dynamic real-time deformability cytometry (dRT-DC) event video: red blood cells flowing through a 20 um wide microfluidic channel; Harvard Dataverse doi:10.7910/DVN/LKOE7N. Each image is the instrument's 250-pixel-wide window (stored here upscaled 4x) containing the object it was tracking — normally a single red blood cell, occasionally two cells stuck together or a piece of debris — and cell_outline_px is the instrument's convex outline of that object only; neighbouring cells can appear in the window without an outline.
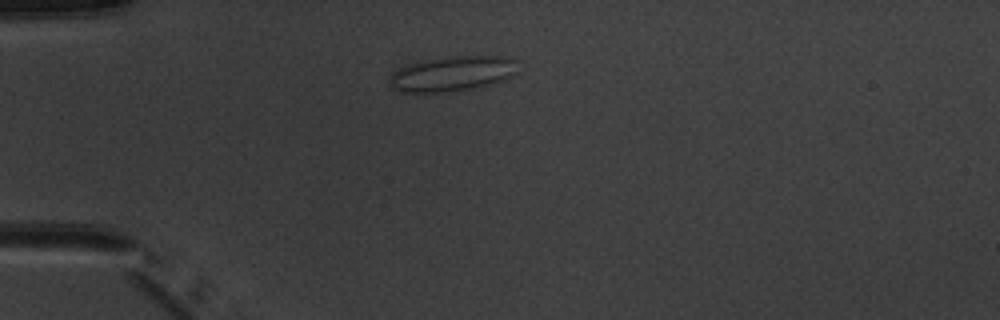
{"species": "common noctule bat (a hibernating species)", "species_latin": "Nyctalus noctula", "temperature_condition": "warm", "stored_images_in_passage": 4, "camera_frame_rate_fps": 3000, "um_per_image_px": 0.085, "animal": {"sex": "male", "body_mass_g": 20.1, "forearm_length_mm": 53.5}, "frame": {"image": 1, "passage_image": 2, "time_ms": 2.0, "image_size_px": [1000, 320], "cell_outline_px": [[516, 72], [500, 80], [488, 84], [468, 88], [440, 92], [404, 92], [396, 88], [392, 84], [392, 72], [408, 64], [424, 60], [448, 56], [500, 56], [516, 60]], "centroid_in_image_um": [38.44, 6.23], "position_along_channel_um": 46.6, "area_um2": 25.32}}
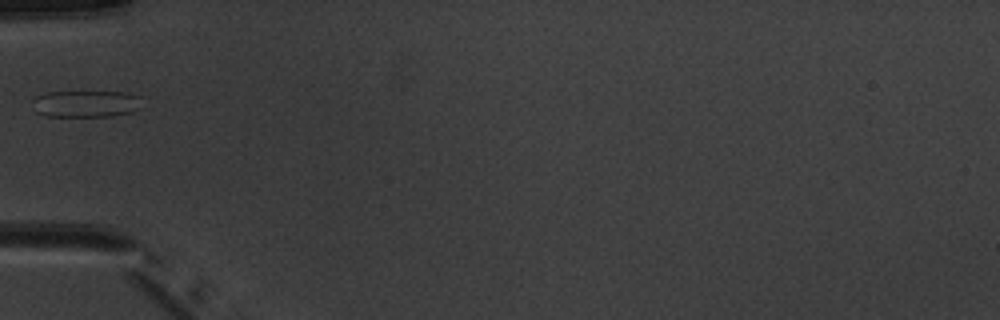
{"frame": {"image": 2, "passage_image": 3, "time_ms": 3.333, "image_size_px": [1000, 320], "cell_outline_px": [[140, 108], [132, 112], [112, 116], [48, 116], [36, 112], [32, 100], [36, 96], [48, 92], [128, 92], [140, 96]], "centroid_in_image_um": [7.32, 8.82], "position_along_channel_um": 77.7, "area_um2": 17.11}}
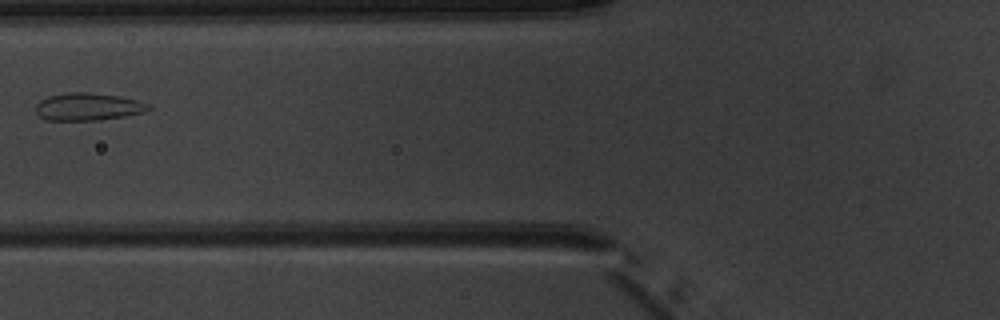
{"frame": {"image": 3, "passage_image": 4, "time_ms": 4.333, "image_size_px": [1000, 320], "cell_outline_px": [[152, 108], [144, 112], [124, 116], [96, 120], [44, 120], [36, 112], [36, 104], [40, 100], [48, 96], [68, 92], [88, 92], [120, 96], [136, 100], [148, 104]], "centroid_in_image_um": [7.46, 9.06], "position_along_channel_um": 118.3, "area_um2": 18.03}}